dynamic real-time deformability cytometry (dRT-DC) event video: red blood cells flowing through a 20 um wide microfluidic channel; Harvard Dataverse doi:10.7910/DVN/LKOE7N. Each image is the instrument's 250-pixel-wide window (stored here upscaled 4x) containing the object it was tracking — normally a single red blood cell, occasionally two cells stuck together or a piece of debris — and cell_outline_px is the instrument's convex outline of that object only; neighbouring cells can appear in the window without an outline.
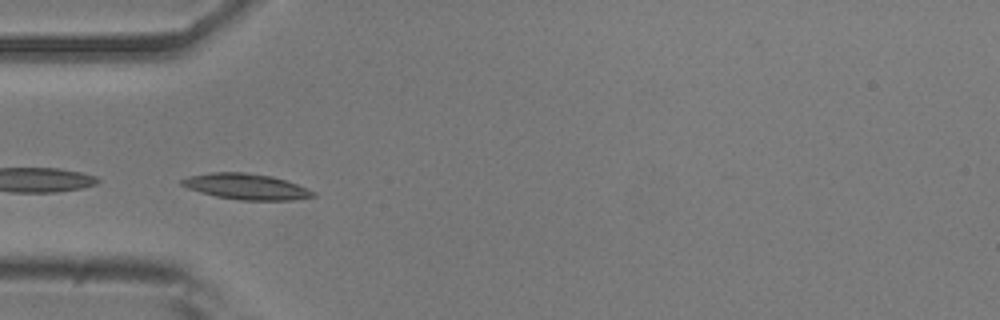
{"species": "common noctule bat (a hibernating species)", "species_latin": "Nyctalus noctula", "temperature_condition": "room temperature", "stored_images_in_passage": 26, "camera_frame_rate_fps": 3000, "um_per_image_px": 0.085, "animal": {"sex": "male", "body_mass_g": 20.5, "forearm_length_mm": 52.5}, "frame": {"image": 1, "passage_image": 10, "time_ms": 3.0, "image_size_px": [1000, 320], "cell_outline_px": [[316, 196], [292, 200], [240, 200], [216, 196], [200, 192], [188, 188], [180, 184], [180, 180], [188, 176], [212, 172], [244, 172], [272, 176], [308, 188], [316, 192]], "centroid_in_image_um": [20.93, 15.86], "position_along_channel_um": 64.1, "area_um2": 19.71}}